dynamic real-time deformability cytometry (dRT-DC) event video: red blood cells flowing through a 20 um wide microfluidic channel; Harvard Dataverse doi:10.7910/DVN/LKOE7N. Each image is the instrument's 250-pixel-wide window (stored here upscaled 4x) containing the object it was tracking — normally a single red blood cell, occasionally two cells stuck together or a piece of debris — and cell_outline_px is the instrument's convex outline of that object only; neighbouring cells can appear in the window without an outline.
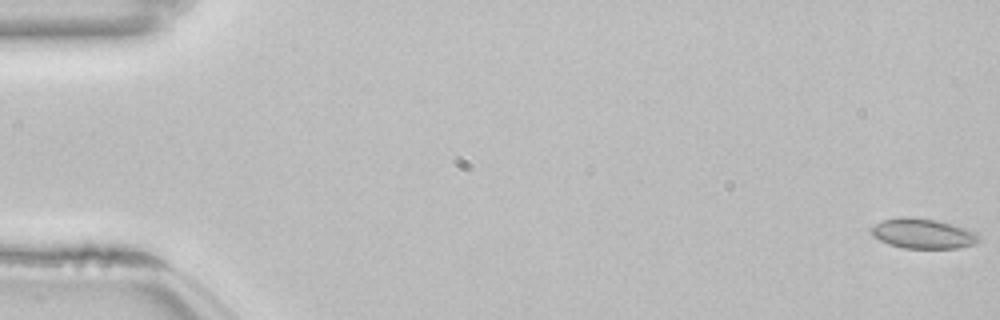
{"species": "common noctule bat (a hibernating species)", "species_latin": "Nyctalus noctula", "temperature_condition": "room temperature", "stored_images_in_passage": 54, "camera_frame_rate_fps": 3000, "um_per_image_px": 0.085, "animal": {"sex": "female", "body_mass_g": 22.7, "forearm_length_mm": 54.2}, "frame": {"image": 1, "passage_image": 1, "time_ms": 0.0, "image_size_px": [1000, 320], "cell_outline_px": [[980, 240], [976, 244], [960, 248], [904, 248], [888, 244], [880, 240], [872, 232], [872, 228], [876, 224], [884, 220], [900, 216], [912, 216], [936, 220], [952, 224], [976, 232], [980, 236]], "centroid_in_image_um": [78.51, 19.85], "position_along_channel_um": 6.5, "area_um2": 18.79}}
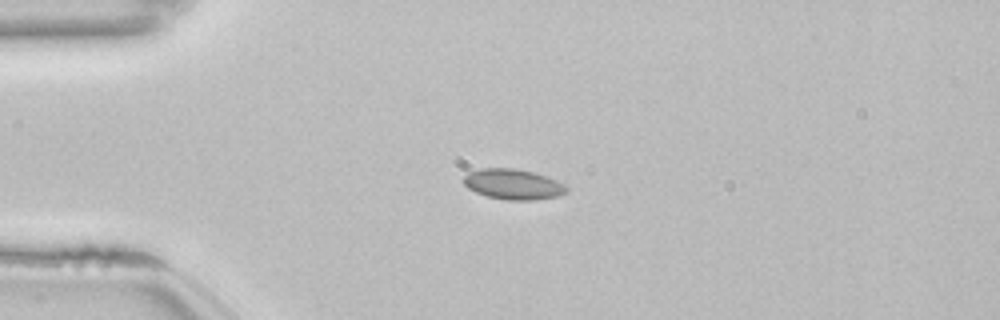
{"frame": {"image": 2, "passage_image": 14, "time_ms": 4.333, "image_size_px": [1000, 320], "cell_outline_px": [[568, 192], [556, 196], [532, 200], [508, 200], [488, 196], [476, 192], [468, 188], [464, 184], [464, 176], [468, 172], [480, 168], [516, 168], [532, 172], [556, 180], [564, 184], [568, 188]], "centroid_in_image_um": [43.6, 15.65], "position_along_channel_um": 41.4, "area_um2": 18.09}}
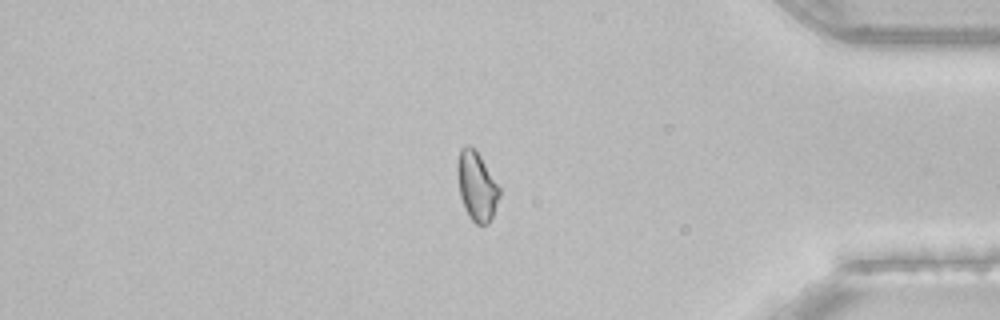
{"frame": {"image": 3, "passage_image": 46, "time_ms": 15.0, "image_size_px": [1000, 320], "cell_outline_px": [[500, 196], [492, 216], [488, 224], [476, 224], [468, 216], [464, 208], [460, 196], [456, 172], [456, 164], [460, 148], [468, 144], [476, 148], [500, 188]], "centroid_in_image_um": [40.49, 15.78], "position_along_channel_um": 394.7, "area_um2": 17.17}, "authors_computed_cell_mechanics": {"area_um2": 17.2244, "velocity_mm_per_s": 3.8444, "shape_relaxation_time_tau1_ms": null, "shape_relaxation_time_tau2_ms": 2.8959, "deformation_change_tau1": null, "deformation_change_tau2": 0.0717}}